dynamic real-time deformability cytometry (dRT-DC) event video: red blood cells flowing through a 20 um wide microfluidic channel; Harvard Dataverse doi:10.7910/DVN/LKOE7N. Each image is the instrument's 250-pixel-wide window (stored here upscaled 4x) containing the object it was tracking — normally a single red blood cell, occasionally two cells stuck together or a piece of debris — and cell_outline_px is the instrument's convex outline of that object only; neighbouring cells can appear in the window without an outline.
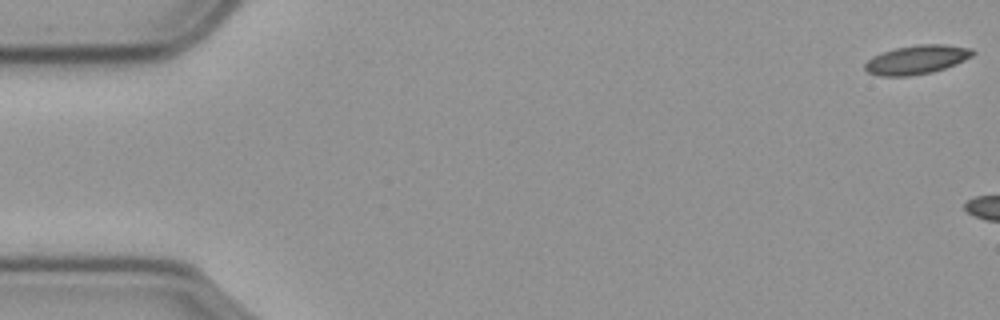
{"species": "common noctule bat (a hibernating species)", "species_latin": "Nyctalus noctula", "temperature_condition": "cold", "stored_images_in_passage": 6, "camera_frame_rate_fps": 3000, "um_per_image_px": 0.085, "animal": {"sex": "male", "body_mass_g": 23.1, "forearm_length_mm": 52.7}, "frame": {"image": 1, "passage_image": 1, "time_ms": 0.0, "image_size_px": [1000, 320], "cell_outline_px": [[976, 52], [972, 56], [956, 64], [932, 72], [908, 76], [880, 76], [868, 72], [864, 68], [864, 64], [872, 56], [880, 52], [896, 48], [916, 44], [944, 44], [972, 48]], "centroid_in_image_um": [77.91, 5.06], "position_along_channel_um": 7.1, "area_um2": 18.26}}